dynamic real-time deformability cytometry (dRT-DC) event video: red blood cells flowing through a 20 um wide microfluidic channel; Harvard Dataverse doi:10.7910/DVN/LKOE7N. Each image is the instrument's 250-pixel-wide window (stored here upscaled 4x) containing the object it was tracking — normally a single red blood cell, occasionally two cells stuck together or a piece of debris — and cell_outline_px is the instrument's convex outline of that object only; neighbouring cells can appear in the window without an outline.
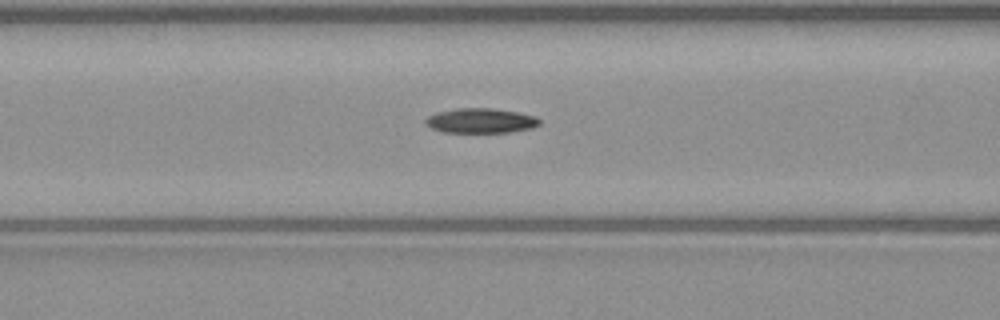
{"species": "common noctule bat (a hibernating species)", "species_latin": "Nyctalus noctula", "temperature_condition": "warm", "stored_images_in_passage": 49, "camera_frame_rate_fps": 3000, "um_per_image_px": 0.085, "animal": {"sex": "male", "body_mass_g": 23.1, "forearm_length_mm": 52.7}, "frame": {"image": 1, "passage_image": 19, "time_ms": 6.0, "image_size_px": [1000, 320], "cell_outline_px": [[540, 124], [532, 128], [512, 132], [444, 132], [432, 128], [424, 124], [424, 120], [428, 116], [436, 112], [456, 108], [492, 108], [516, 112], [536, 116], [540, 120]], "centroid_in_image_um": [40.85, 10.25], "position_along_channel_um": 125.8, "area_um2": 16.53}}
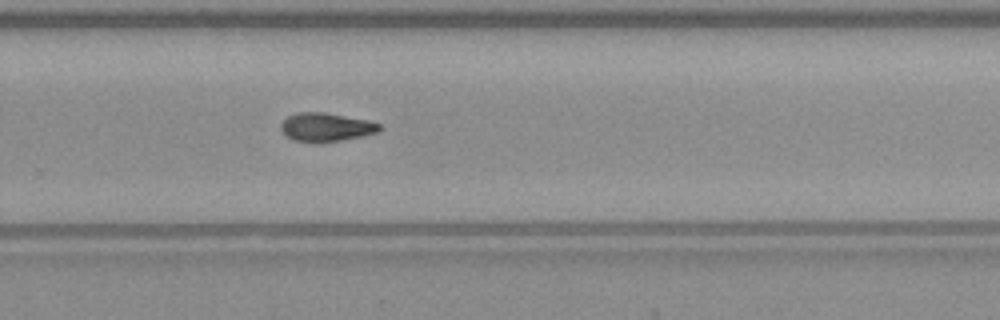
{"frame": {"image": 2, "passage_image": 32, "time_ms": 10.333, "image_size_px": [1000, 320], "cell_outline_px": [[380, 132], [364, 136], [320, 144], [312, 144], [292, 140], [280, 128], [280, 124], [288, 116], [296, 112], [324, 112], [368, 120], [380, 124]], "centroid_in_image_um": [27.71, 10.83], "position_along_channel_um": 302.1, "area_um2": 16.82}}
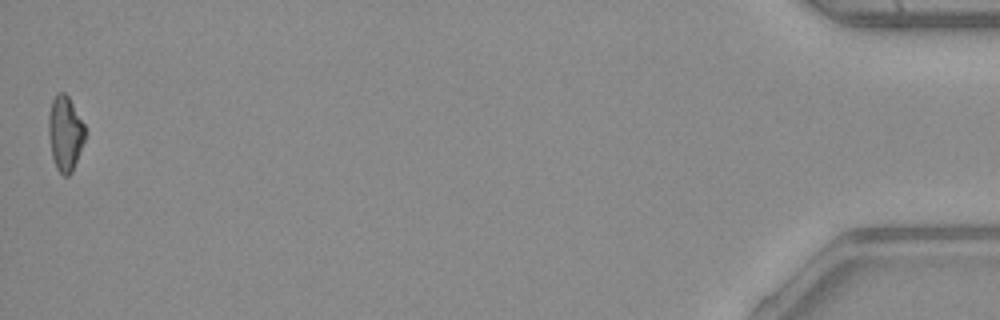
{"frame": {"image": 3, "passage_image": 49, "time_ms": 16.0, "image_size_px": [1000, 320], "cell_outline_px": [[88, 132], [72, 172], [68, 176], [64, 176], [56, 168], [52, 156], [48, 132], [48, 116], [52, 100], [56, 92], [64, 92], [68, 96], [84, 124]], "centroid_in_image_um": [5.55, 11.33], "position_along_channel_um": 429.7, "area_um2": 16.13}}